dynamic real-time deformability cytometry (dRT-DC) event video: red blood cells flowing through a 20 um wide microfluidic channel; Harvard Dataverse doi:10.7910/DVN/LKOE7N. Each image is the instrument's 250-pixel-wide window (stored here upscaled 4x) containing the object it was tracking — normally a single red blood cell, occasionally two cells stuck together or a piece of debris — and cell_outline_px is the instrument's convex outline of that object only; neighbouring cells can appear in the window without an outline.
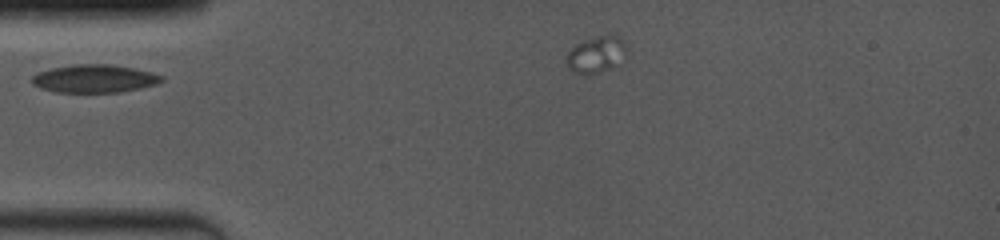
{"species": "common noctule bat (a hibernating species)", "species_latin": "Nyctalus noctula", "temperature_condition": "room temperature", "stored_images_in_passage": 2, "segment_of_instrument_passage": [1, 2], "camera_frame_rate_fps": 4000, "um_per_image_px": 0.085, "animal": {"sex": "female", "body_mass_g": 19.0, "forearm_length_mm": 53.3}, "frame": {"image": 1, "passage_image": 1, "time_ms": 0.0, "image_size_px": [1000, 240], "cell_outline_px": [[164, 80], [156, 84], [140, 88], [120, 92], [56, 92], [40, 88], [32, 84], [28, 80], [32, 76], [48, 68], [72, 64], [112, 64], [136, 68], [152, 72], [164, 76]], "centroid_in_image_um": [8.01, 6.67], "position_along_channel_um": 77.0, "area_um2": 21.5}}